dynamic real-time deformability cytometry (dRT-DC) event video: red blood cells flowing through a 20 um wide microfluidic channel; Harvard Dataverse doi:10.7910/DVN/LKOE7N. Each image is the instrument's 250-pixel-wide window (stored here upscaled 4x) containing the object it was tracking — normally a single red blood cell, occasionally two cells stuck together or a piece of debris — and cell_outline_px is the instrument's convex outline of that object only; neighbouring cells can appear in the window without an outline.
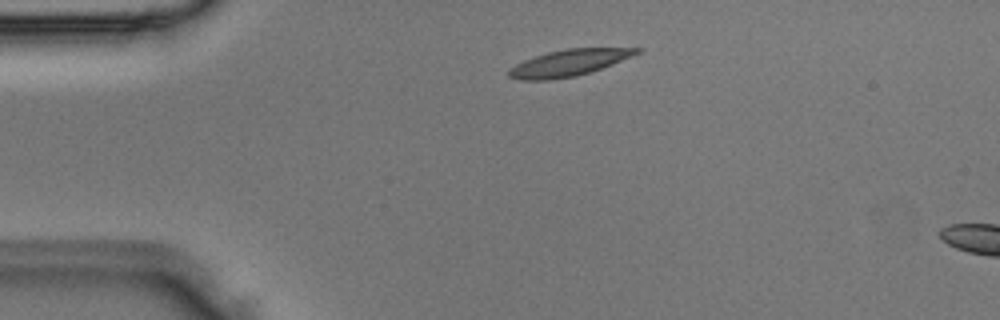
{"species": "Egyptian fruit bat (a non-hibernating species)", "species_latin": "Rousettus aegyptiacus", "temperature_condition": "room temperature", "stored_images_in_passage": 3, "camera_frame_rate_fps": 3000, "um_per_image_px": 0.085, "animal": {"sex": "male"}, "frame": {"image": 1, "passage_image": 2, "time_ms": 0.333, "image_size_px": [1000, 320], "cell_outline_px": [[644, 48], [640, 52], [632, 56], [612, 64], [576, 76], [548, 80], [520, 80], [508, 76], [508, 68], [524, 60], [548, 52], [564, 48]], "centroid_in_image_um": [48.32, 5.34], "position_along_channel_um": 36.7, "area_um2": 19.54}}